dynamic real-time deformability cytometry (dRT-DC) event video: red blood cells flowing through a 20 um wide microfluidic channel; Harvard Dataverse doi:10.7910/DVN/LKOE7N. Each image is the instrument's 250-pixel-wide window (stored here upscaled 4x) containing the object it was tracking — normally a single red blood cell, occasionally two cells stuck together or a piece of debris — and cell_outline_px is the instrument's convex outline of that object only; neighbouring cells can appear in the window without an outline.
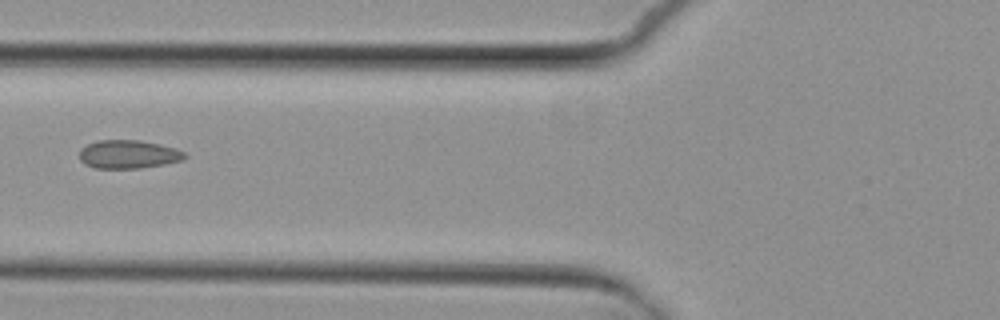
{"species": "common noctule bat (a hibernating species)", "species_latin": "Nyctalus noctula", "temperature_condition": "cold", "stored_images_in_passage": 5, "camera_frame_rate_fps": 3000, "um_per_image_px": 0.085, "animal": {"sex": "female", "body_mass_g": 29.2, "forearm_length_mm": 56.3}, "frame": {"image": 1, "passage_image": 4, "time_ms": 3.667, "image_size_px": [1000, 320], "cell_outline_px": [[188, 156], [184, 160], [164, 164], [140, 168], [96, 168], [84, 164], [80, 160], [80, 148], [96, 140], [140, 140], [160, 144], [176, 148], [184, 152]], "centroid_in_image_um": [10.92, 13.11], "position_along_channel_um": 114.9, "area_um2": 17.57}}
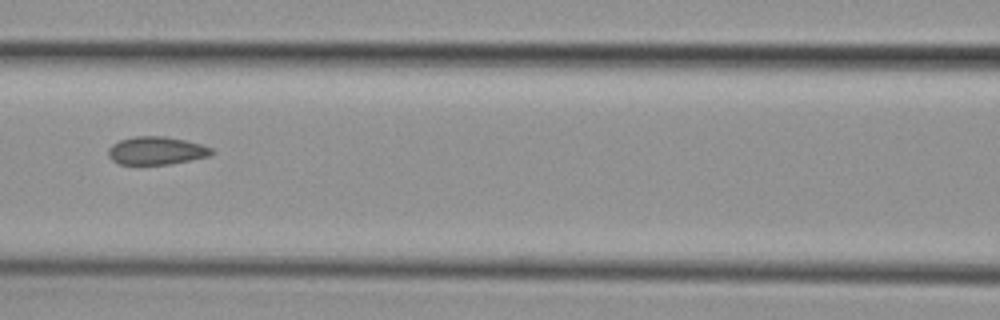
{"frame": {"image": 2, "passage_image": 5, "time_ms": 4.667, "image_size_px": [1000, 320], "cell_outline_px": [[216, 152], [208, 156], [168, 164], [120, 164], [112, 160], [108, 156], [108, 148], [112, 144], [120, 140], [136, 136], [164, 136], [184, 140], [200, 144], [212, 148]], "centroid_in_image_um": [13.27, 12.8], "position_along_channel_um": 153.3, "area_um2": 16.7}}